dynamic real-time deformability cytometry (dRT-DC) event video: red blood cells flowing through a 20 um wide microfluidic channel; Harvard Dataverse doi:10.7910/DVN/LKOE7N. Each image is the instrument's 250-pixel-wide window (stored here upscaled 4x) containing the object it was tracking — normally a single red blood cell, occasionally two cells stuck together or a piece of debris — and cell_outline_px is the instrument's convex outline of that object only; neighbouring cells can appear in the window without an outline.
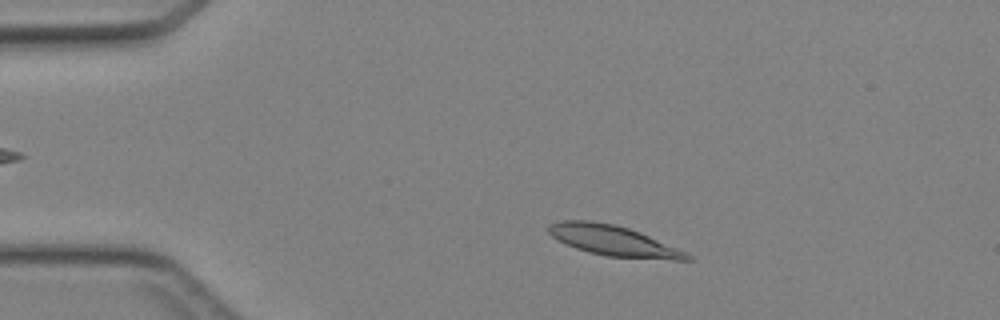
{"species": "Egyptian fruit bat (a non-hibernating species)", "species_latin": "Rousettus aegyptiacus", "temperature_condition": "cold", "stored_images_in_passage": 42, "camera_frame_rate_fps": 3000, "um_per_image_px": 0.085, "animal": {"sex": "female"}, "frame": {"image": 1, "passage_image": 5, "time_ms": 1.333, "image_size_px": [1000, 320], "cell_outline_px": [[692, 260], [676, 260], [608, 256], [588, 252], [576, 248], [552, 236], [548, 232], [548, 224], [560, 220], [592, 220], [616, 224], [640, 232], [676, 248], [692, 256]], "centroid_in_image_um": [52.1, 20.44], "position_along_channel_um": 32.9, "area_um2": 24.22}}
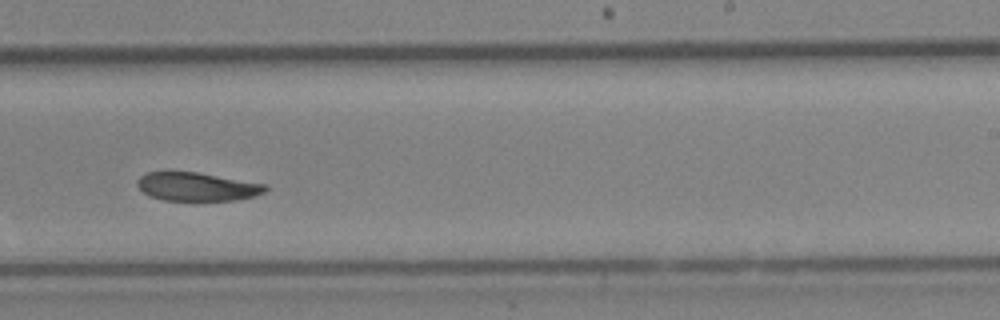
{"frame": {"image": 2, "passage_image": 25, "time_ms": 8.0, "image_size_px": [1000, 320], "cell_outline_px": [[268, 188], [264, 192], [252, 196], [232, 200], [164, 200], [148, 196], [136, 184], [136, 180], [140, 176], [148, 172], [196, 172], [268, 184]], "centroid_in_image_um": [16.73, 15.86], "position_along_channel_um": 272.3, "area_um2": 21.1}}
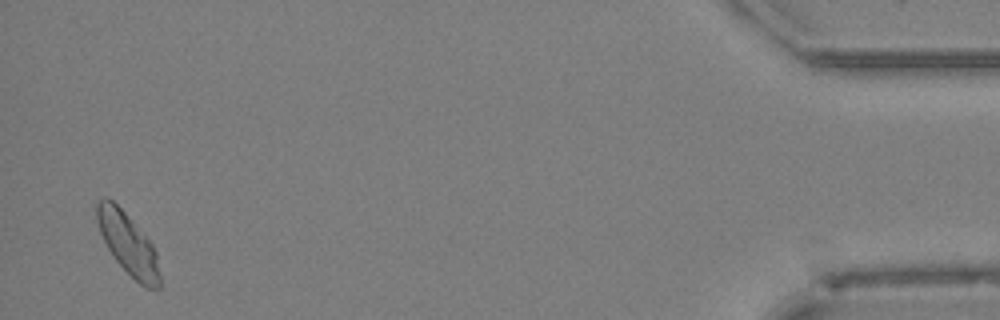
{"frame": {"image": 3, "passage_image": 41, "time_ms": 13.333, "image_size_px": [1000, 320], "cell_outline_px": [[160, 288], [144, 288], [116, 260], [108, 248], [100, 232], [96, 220], [96, 204], [104, 196], [108, 196], [124, 212], [152, 244], [156, 252], [160, 276]], "centroid_in_image_um": [10.87, 20.72], "position_along_channel_um": 424.3, "area_um2": 22.08}}